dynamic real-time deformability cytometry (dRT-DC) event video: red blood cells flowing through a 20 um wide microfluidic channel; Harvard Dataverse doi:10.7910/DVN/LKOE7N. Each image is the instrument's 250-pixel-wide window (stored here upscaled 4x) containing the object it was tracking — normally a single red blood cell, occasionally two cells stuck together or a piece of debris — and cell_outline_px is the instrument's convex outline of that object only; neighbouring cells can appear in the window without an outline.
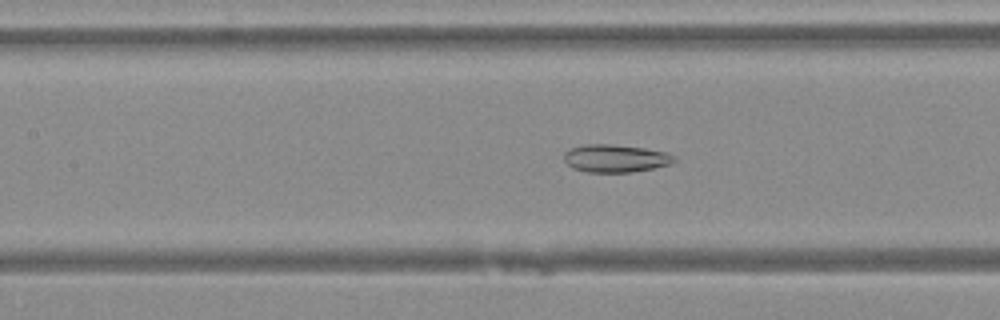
{"species": "Egyptian fruit bat (a non-hibernating species)", "species_latin": "Rousettus aegyptiacus", "temperature_condition": "warm", "stored_images_in_passage": 45, "camera_frame_rate_fps": 3000, "um_per_image_px": 0.085, "animal": {"sex": "female"}, "frame": {"image": 1, "passage_image": 23, "time_ms": 7.333, "image_size_px": [1000, 320], "cell_outline_px": [[676, 160], [668, 164], [652, 168], [632, 172], [588, 172], [572, 168], [564, 160], [564, 152], [572, 148], [584, 144], [608, 144], [644, 148], [668, 152]], "centroid_in_image_um": [52.28, 13.46], "position_along_channel_um": 155.1, "area_um2": 17.63}}
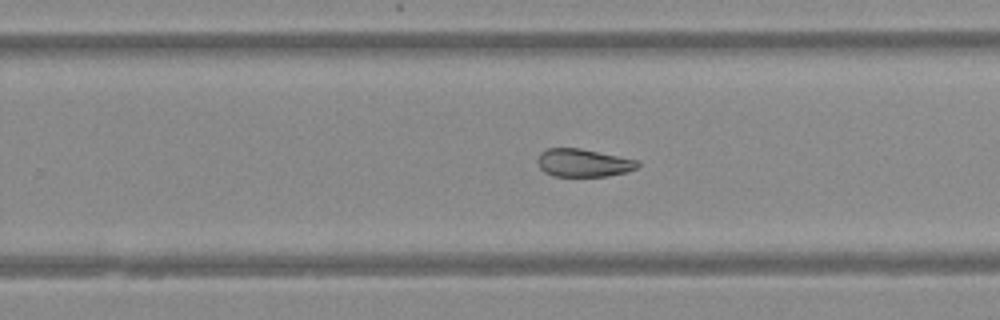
{"frame": {"image": 2, "passage_image": 32, "time_ms": 10.333, "image_size_px": [1000, 320], "cell_outline_px": [[640, 164], [636, 168], [628, 172], [608, 176], [552, 176], [544, 172], [540, 168], [536, 160], [540, 152], [548, 148], [580, 148], [636, 160]], "centroid_in_image_um": [49.54, 13.85], "position_along_channel_um": 280.3, "area_um2": 16.3}}
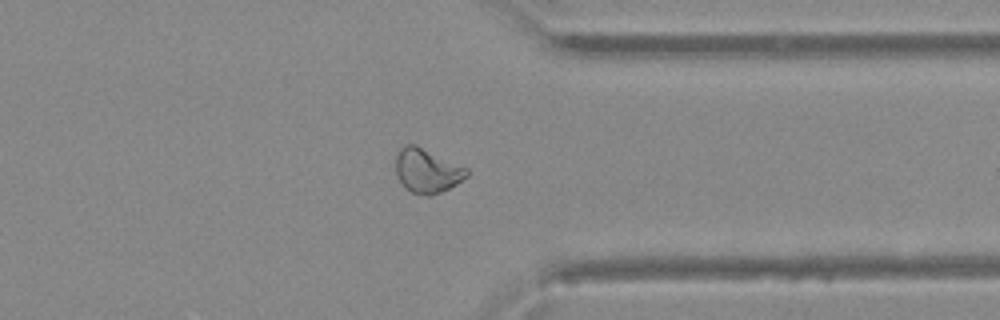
{"frame": {"image": 3, "passage_image": 39, "time_ms": 12.667, "image_size_px": [1000, 320], "cell_outline_px": [[468, 176], [456, 184], [432, 196], [428, 196], [412, 192], [404, 188], [396, 172], [396, 156], [400, 148], [404, 144], [416, 144], [468, 168]], "centroid_in_image_um": [36.3, 14.5], "position_along_channel_um": 375.1, "area_um2": 18.32}}